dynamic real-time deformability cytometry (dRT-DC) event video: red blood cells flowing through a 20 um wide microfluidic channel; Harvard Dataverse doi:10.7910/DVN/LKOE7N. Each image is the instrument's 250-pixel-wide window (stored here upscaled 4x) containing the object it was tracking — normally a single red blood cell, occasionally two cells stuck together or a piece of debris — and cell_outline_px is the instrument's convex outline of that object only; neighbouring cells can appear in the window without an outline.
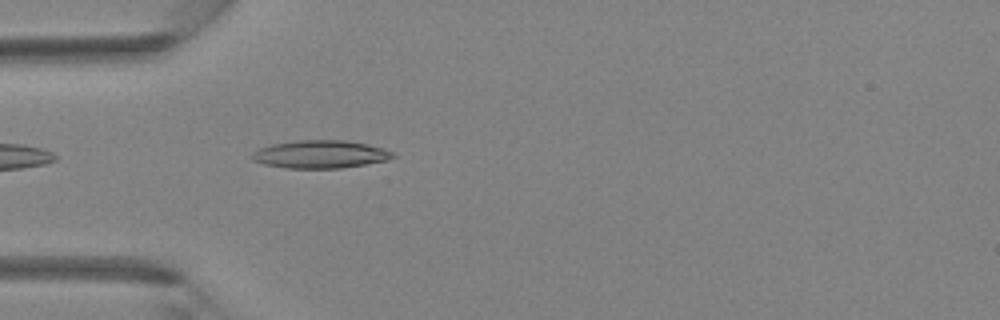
{"species": "Egyptian fruit bat (a non-hibernating species)", "species_latin": "Rousettus aegyptiacus", "temperature_condition": "room temperature", "stored_images_in_passage": 14, "camera_frame_rate_fps": 3000, "um_per_image_px": 0.085, "animal": {"sex": "female"}, "frame": {"image": 1, "passage_image": 1, "time_ms": 0.0, "image_size_px": [1000, 320], "cell_outline_px": [[396, 156], [388, 160], [340, 168], [288, 168], [264, 164], [252, 160], [248, 156], [252, 152], [260, 148], [272, 144], [300, 140], [344, 140], [368, 144], [384, 148], [392, 152]], "centroid_in_image_um": [27.21, 13.11], "position_along_channel_um": 57.8, "area_um2": 22.89}}
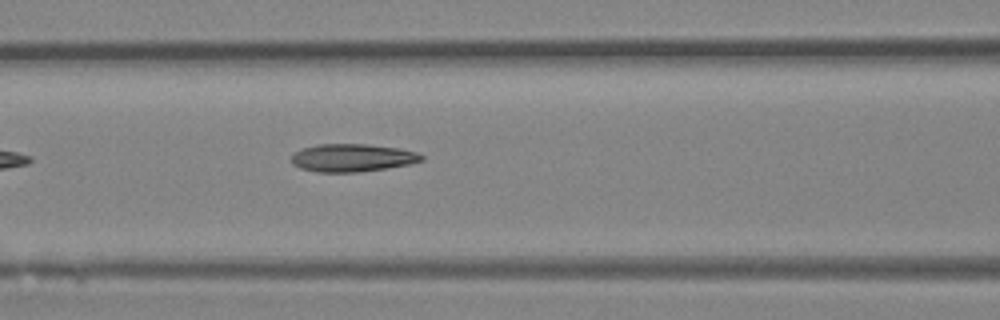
{"frame": {"image": 2, "passage_image": 6, "time_ms": 1.667, "image_size_px": [1000, 320], "cell_outline_px": [[424, 160], [408, 164], [384, 168], [356, 172], [316, 172], [300, 168], [292, 164], [292, 156], [296, 152], [304, 148], [316, 144], [368, 144], [396, 148], [416, 152], [424, 156]], "centroid_in_image_um": [29.92, 13.41], "position_along_channel_um": 136.7, "area_um2": 20.87}}
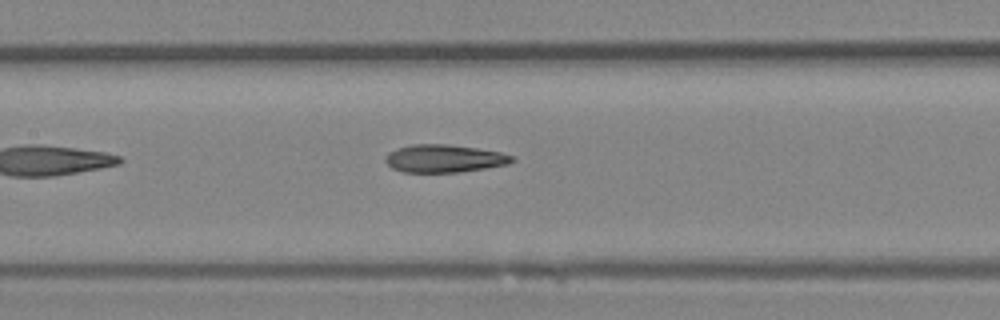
{"frame": {"image": 3, "passage_image": 8, "time_ms": 2.333, "image_size_px": [1000, 320], "cell_outline_px": [[516, 160], [508, 164], [460, 172], [404, 172], [392, 168], [384, 160], [384, 156], [388, 152], [412, 144], [448, 144], [476, 148], [500, 152], [516, 156]], "centroid_in_image_um": [37.77, 13.47], "position_along_channel_um": 169.6, "area_um2": 20.52}}